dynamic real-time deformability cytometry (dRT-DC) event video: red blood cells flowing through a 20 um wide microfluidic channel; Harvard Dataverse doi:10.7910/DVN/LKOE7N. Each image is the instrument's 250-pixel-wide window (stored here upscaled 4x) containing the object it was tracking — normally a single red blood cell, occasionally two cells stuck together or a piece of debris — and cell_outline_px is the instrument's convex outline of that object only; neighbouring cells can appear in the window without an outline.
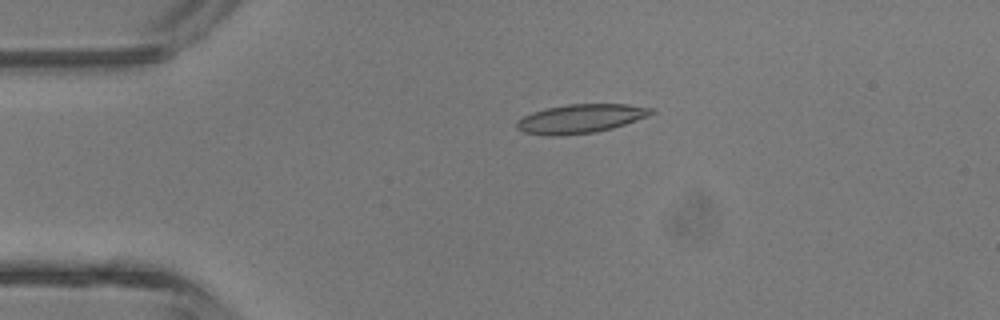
{"species": "common noctule bat (a hibernating species)", "species_latin": "Nyctalus noctula", "temperature_condition": "room temperature", "stored_images_in_passage": 43, "camera_frame_rate_fps": 3000, "um_per_image_px": 0.085, "animal": {"sex": "male", "body_mass_g": 13.3}, "frame": {"image": 1, "passage_image": 9, "time_ms": 2.667, "image_size_px": [1000, 320], "cell_outline_px": [[656, 112], [648, 116], [612, 128], [596, 132], [560, 136], [548, 136], [524, 132], [516, 128], [516, 120], [532, 112], [548, 108], [568, 104], [628, 104], [656, 108]], "centroid_in_image_um": [49.36, 10.08], "position_along_channel_um": 35.6, "area_um2": 22.77}}
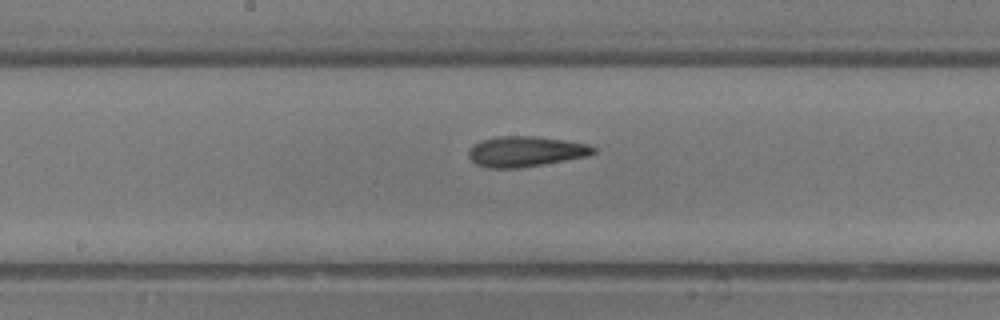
{"frame": {"image": 2, "passage_image": 22, "time_ms": 7.0, "image_size_px": [1000, 320], "cell_outline_px": [[596, 152], [588, 156], [520, 168], [488, 168], [476, 164], [468, 156], [468, 152], [480, 140], [496, 136], [536, 136], [564, 140], [588, 144], [596, 148]], "centroid_in_image_um": [44.69, 12.87], "position_along_channel_um": 203.5, "area_um2": 22.08}}
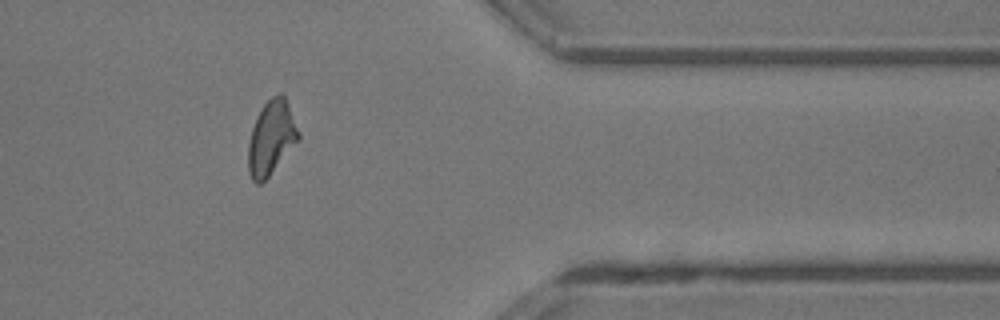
{"frame": {"image": 3, "passage_image": 35, "time_ms": 11.333, "image_size_px": [1000, 320], "cell_outline_px": [[300, 140], [268, 176], [260, 184], [256, 184], [252, 180], [248, 172], [248, 144], [252, 128], [264, 104], [272, 96], [280, 92], [284, 92], [300, 132]], "centroid_in_image_um": [23.09, 11.69], "position_along_channel_um": 388.3, "area_um2": 21.79}, "authors_computed_cell_mechanics": {"area_um2": 21.9062, "velocity_mm_per_s": 4.7475, "shape_relaxation_time_tau1_ms": 10.9156, "shape_relaxation_time_tau2_ms": 3.1854, "deformation_change_tau1": 0.2679, "deformation_change_tau2": 0.1227}}